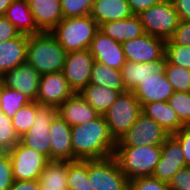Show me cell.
I'll return each mask as SVG.
<instances>
[{"mask_svg":"<svg viewBox=\"0 0 190 190\" xmlns=\"http://www.w3.org/2000/svg\"><path fill=\"white\" fill-rule=\"evenodd\" d=\"M73 161L102 159L114 155L113 139L104 115L82 125L71 127Z\"/></svg>","mask_w":190,"mask_h":190,"instance_id":"cell-1","label":"cell"},{"mask_svg":"<svg viewBox=\"0 0 190 190\" xmlns=\"http://www.w3.org/2000/svg\"><path fill=\"white\" fill-rule=\"evenodd\" d=\"M67 52L51 32L30 35L27 46V62L40 74L60 72Z\"/></svg>","mask_w":190,"mask_h":190,"instance_id":"cell-2","label":"cell"},{"mask_svg":"<svg viewBox=\"0 0 190 190\" xmlns=\"http://www.w3.org/2000/svg\"><path fill=\"white\" fill-rule=\"evenodd\" d=\"M114 156L128 181L152 176L161 156V145L116 146Z\"/></svg>","mask_w":190,"mask_h":190,"instance_id":"cell-3","label":"cell"},{"mask_svg":"<svg viewBox=\"0 0 190 190\" xmlns=\"http://www.w3.org/2000/svg\"><path fill=\"white\" fill-rule=\"evenodd\" d=\"M98 31V23L90 15H86L63 18L51 33L68 53L89 49Z\"/></svg>","mask_w":190,"mask_h":190,"instance_id":"cell-4","label":"cell"},{"mask_svg":"<svg viewBox=\"0 0 190 190\" xmlns=\"http://www.w3.org/2000/svg\"><path fill=\"white\" fill-rule=\"evenodd\" d=\"M142 113V106L131 91L119 95L104 117L113 139L117 142Z\"/></svg>","mask_w":190,"mask_h":190,"instance_id":"cell-5","label":"cell"},{"mask_svg":"<svg viewBox=\"0 0 190 190\" xmlns=\"http://www.w3.org/2000/svg\"><path fill=\"white\" fill-rule=\"evenodd\" d=\"M144 31L166 40L174 34L180 19L171 0L151 6L138 14Z\"/></svg>","mask_w":190,"mask_h":190,"instance_id":"cell-6","label":"cell"},{"mask_svg":"<svg viewBox=\"0 0 190 190\" xmlns=\"http://www.w3.org/2000/svg\"><path fill=\"white\" fill-rule=\"evenodd\" d=\"M91 190H129V181L114 155L88 160Z\"/></svg>","mask_w":190,"mask_h":190,"instance_id":"cell-7","label":"cell"},{"mask_svg":"<svg viewBox=\"0 0 190 190\" xmlns=\"http://www.w3.org/2000/svg\"><path fill=\"white\" fill-rule=\"evenodd\" d=\"M57 115V108L43 106L37 102V111L33 125L26 134L20 137V142L36 152L45 155L50 160V125Z\"/></svg>","mask_w":190,"mask_h":190,"instance_id":"cell-8","label":"cell"},{"mask_svg":"<svg viewBox=\"0 0 190 190\" xmlns=\"http://www.w3.org/2000/svg\"><path fill=\"white\" fill-rule=\"evenodd\" d=\"M12 162L14 180H39V176L50 161L45 155L17 143L8 152Z\"/></svg>","mask_w":190,"mask_h":190,"instance_id":"cell-9","label":"cell"},{"mask_svg":"<svg viewBox=\"0 0 190 190\" xmlns=\"http://www.w3.org/2000/svg\"><path fill=\"white\" fill-rule=\"evenodd\" d=\"M169 136L157 122L141 113L116 146L162 145Z\"/></svg>","mask_w":190,"mask_h":190,"instance_id":"cell-10","label":"cell"},{"mask_svg":"<svg viewBox=\"0 0 190 190\" xmlns=\"http://www.w3.org/2000/svg\"><path fill=\"white\" fill-rule=\"evenodd\" d=\"M94 62L89 49L67 53L62 73L74 93H79L90 83Z\"/></svg>","mask_w":190,"mask_h":190,"instance_id":"cell-11","label":"cell"},{"mask_svg":"<svg viewBox=\"0 0 190 190\" xmlns=\"http://www.w3.org/2000/svg\"><path fill=\"white\" fill-rule=\"evenodd\" d=\"M165 40L150 34L121 43L126 61L153 62L165 55Z\"/></svg>","mask_w":190,"mask_h":190,"instance_id":"cell-12","label":"cell"},{"mask_svg":"<svg viewBox=\"0 0 190 190\" xmlns=\"http://www.w3.org/2000/svg\"><path fill=\"white\" fill-rule=\"evenodd\" d=\"M74 91L70 88L62 71L40 76L36 102L43 106L58 108Z\"/></svg>","mask_w":190,"mask_h":190,"instance_id":"cell-13","label":"cell"},{"mask_svg":"<svg viewBox=\"0 0 190 190\" xmlns=\"http://www.w3.org/2000/svg\"><path fill=\"white\" fill-rule=\"evenodd\" d=\"M183 167H186L183 150L179 142L170 135L161 145V156L152 176L169 183Z\"/></svg>","mask_w":190,"mask_h":190,"instance_id":"cell-14","label":"cell"},{"mask_svg":"<svg viewBox=\"0 0 190 190\" xmlns=\"http://www.w3.org/2000/svg\"><path fill=\"white\" fill-rule=\"evenodd\" d=\"M40 76L31 64L24 62L2 75L3 86L21 91L32 101H36Z\"/></svg>","mask_w":190,"mask_h":190,"instance_id":"cell-15","label":"cell"},{"mask_svg":"<svg viewBox=\"0 0 190 190\" xmlns=\"http://www.w3.org/2000/svg\"><path fill=\"white\" fill-rule=\"evenodd\" d=\"M89 51L95 61L113 69L121 70L126 59L120 42L98 31L91 41Z\"/></svg>","mask_w":190,"mask_h":190,"instance_id":"cell-16","label":"cell"},{"mask_svg":"<svg viewBox=\"0 0 190 190\" xmlns=\"http://www.w3.org/2000/svg\"><path fill=\"white\" fill-rule=\"evenodd\" d=\"M50 160L73 161L71 126L58 114L50 125Z\"/></svg>","mask_w":190,"mask_h":190,"instance_id":"cell-17","label":"cell"},{"mask_svg":"<svg viewBox=\"0 0 190 190\" xmlns=\"http://www.w3.org/2000/svg\"><path fill=\"white\" fill-rule=\"evenodd\" d=\"M132 93L143 106L154 101H168L174 90L164 73L147 77L134 88Z\"/></svg>","mask_w":190,"mask_h":190,"instance_id":"cell-18","label":"cell"},{"mask_svg":"<svg viewBox=\"0 0 190 190\" xmlns=\"http://www.w3.org/2000/svg\"><path fill=\"white\" fill-rule=\"evenodd\" d=\"M166 62L165 55L159 60L147 63L126 61L120 70L125 89L132 92L147 77L164 74Z\"/></svg>","mask_w":190,"mask_h":190,"instance_id":"cell-19","label":"cell"},{"mask_svg":"<svg viewBox=\"0 0 190 190\" xmlns=\"http://www.w3.org/2000/svg\"><path fill=\"white\" fill-rule=\"evenodd\" d=\"M57 114L71 127L95 120L100 114L79 93L67 98L58 108Z\"/></svg>","mask_w":190,"mask_h":190,"instance_id":"cell-20","label":"cell"},{"mask_svg":"<svg viewBox=\"0 0 190 190\" xmlns=\"http://www.w3.org/2000/svg\"><path fill=\"white\" fill-rule=\"evenodd\" d=\"M37 28L51 32L63 19L61 0H27Z\"/></svg>","mask_w":190,"mask_h":190,"instance_id":"cell-21","label":"cell"},{"mask_svg":"<svg viewBox=\"0 0 190 190\" xmlns=\"http://www.w3.org/2000/svg\"><path fill=\"white\" fill-rule=\"evenodd\" d=\"M29 35L19 36L0 43V75L27 62Z\"/></svg>","mask_w":190,"mask_h":190,"instance_id":"cell-22","label":"cell"},{"mask_svg":"<svg viewBox=\"0 0 190 190\" xmlns=\"http://www.w3.org/2000/svg\"><path fill=\"white\" fill-rule=\"evenodd\" d=\"M99 31L120 43L145 34L138 15L123 20L102 23L99 25Z\"/></svg>","mask_w":190,"mask_h":190,"instance_id":"cell-23","label":"cell"},{"mask_svg":"<svg viewBox=\"0 0 190 190\" xmlns=\"http://www.w3.org/2000/svg\"><path fill=\"white\" fill-rule=\"evenodd\" d=\"M89 15L100 25L123 20L134 14L127 0H95Z\"/></svg>","mask_w":190,"mask_h":190,"instance_id":"cell-24","label":"cell"},{"mask_svg":"<svg viewBox=\"0 0 190 190\" xmlns=\"http://www.w3.org/2000/svg\"><path fill=\"white\" fill-rule=\"evenodd\" d=\"M142 113L157 122L170 135L185 126L167 101L146 103L142 106Z\"/></svg>","mask_w":190,"mask_h":190,"instance_id":"cell-25","label":"cell"},{"mask_svg":"<svg viewBox=\"0 0 190 190\" xmlns=\"http://www.w3.org/2000/svg\"><path fill=\"white\" fill-rule=\"evenodd\" d=\"M5 17L15 26L20 34L30 36L41 32L37 28L27 0H14L7 8Z\"/></svg>","mask_w":190,"mask_h":190,"instance_id":"cell-26","label":"cell"},{"mask_svg":"<svg viewBox=\"0 0 190 190\" xmlns=\"http://www.w3.org/2000/svg\"><path fill=\"white\" fill-rule=\"evenodd\" d=\"M40 190H68L67 161L50 160L39 176Z\"/></svg>","mask_w":190,"mask_h":190,"instance_id":"cell-27","label":"cell"},{"mask_svg":"<svg viewBox=\"0 0 190 190\" xmlns=\"http://www.w3.org/2000/svg\"><path fill=\"white\" fill-rule=\"evenodd\" d=\"M79 94L94 110L104 115L121 93L89 83Z\"/></svg>","mask_w":190,"mask_h":190,"instance_id":"cell-28","label":"cell"},{"mask_svg":"<svg viewBox=\"0 0 190 190\" xmlns=\"http://www.w3.org/2000/svg\"><path fill=\"white\" fill-rule=\"evenodd\" d=\"M90 84L102 86L111 90L125 93L120 70L113 69L103 63L95 61L90 76Z\"/></svg>","mask_w":190,"mask_h":190,"instance_id":"cell-29","label":"cell"},{"mask_svg":"<svg viewBox=\"0 0 190 190\" xmlns=\"http://www.w3.org/2000/svg\"><path fill=\"white\" fill-rule=\"evenodd\" d=\"M68 190H91L88 160L67 161Z\"/></svg>","mask_w":190,"mask_h":190,"instance_id":"cell-30","label":"cell"},{"mask_svg":"<svg viewBox=\"0 0 190 190\" xmlns=\"http://www.w3.org/2000/svg\"><path fill=\"white\" fill-rule=\"evenodd\" d=\"M30 102L32 100L21 91L5 86H2L0 90V110L9 118H12L21 107Z\"/></svg>","mask_w":190,"mask_h":190,"instance_id":"cell-31","label":"cell"},{"mask_svg":"<svg viewBox=\"0 0 190 190\" xmlns=\"http://www.w3.org/2000/svg\"><path fill=\"white\" fill-rule=\"evenodd\" d=\"M36 111H37V102L32 101L29 104L21 107L16 112V114L11 118L15 132L19 137L26 134L33 125Z\"/></svg>","mask_w":190,"mask_h":190,"instance_id":"cell-32","label":"cell"},{"mask_svg":"<svg viewBox=\"0 0 190 190\" xmlns=\"http://www.w3.org/2000/svg\"><path fill=\"white\" fill-rule=\"evenodd\" d=\"M165 74L174 91L190 92V70L166 62Z\"/></svg>","mask_w":190,"mask_h":190,"instance_id":"cell-33","label":"cell"},{"mask_svg":"<svg viewBox=\"0 0 190 190\" xmlns=\"http://www.w3.org/2000/svg\"><path fill=\"white\" fill-rule=\"evenodd\" d=\"M165 58L169 64L190 70V46H181L173 43L170 39L166 40Z\"/></svg>","mask_w":190,"mask_h":190,"instance_id":"cell-34","label":"cell"},{"mask_svg":"<svg viewBox=\"0 0 190 190\" xmlns=\"http://www.w3.org/2000/svg\"><path fill=\"white\" fill-rule=\"evenodd\" d=\"M185 126H190V92L174 91L167 101Z\"/></svg>","mask_w":190,"mask_h":190,"instance_id":"cell-35","label":"cell"},{"mask_svg":"<svg viewBox=\"0 0 190 190\" xmlns=\"http://www.w3.org/2000/svg\"><path fill=\"white\" fill-rule=\"evenodd\" d=\"M19 142L20 137L15 132L12 119L0 110V147L8 152Z\"/></svg>","mask_w":190,"mask_h":190,"instance_id":"cell-36","label":"cell"},{"mask_svg":"<svg viewBox=\"0 0 190 190\" xmlns=\"http://www.w3.org/2000/svg\"><path fill=\"white\" fill-rule=\"evenodd\" d=\"M94 1L95 0H61L63 18L89 15Z\"/></svg>","mask_w":190,"mask_h":190,"instance_id":"cell-37","label":"cell"},{"mask_svg":"<svg viewBox=\"0 0 190 190\" xmlns=\"http://www.w3.org/2000/svg\"><path fill=\"white\" fill-rule=\"evenodd\" d=\"M129 190H171L169 183L153 176L138 177L129 181Z\"/></svg>","mask_w":190,"mask_h":190,"instance_id":"cell-38","label":"cell"},{"mask_svg":"<svg viewBox=\"0 0 190 190\" xmlns=\"http://www.w3.org/2000/svg\"><path fill=\"white\" fill-rule=\"evenodd\" d=\"M13 182L12 162L6 153L0 158V190H9Z\"/></svg>","mask_w":190,"mask_h":190,"instance_id":"cell-39","label":"cell"},{"mask_svg":"<svg viewBox=\"0 0 190 190\" xmlns=\"http://www.w3.org/2000/svg\"><path fill=\"white\" fill-rule=\"evenodd\" d=\"M172 136L179 142L183 150L186 167H190V126H184Z\"/></svg>","mask_w":190,"mask_h":190,"instance_id":"cell-40","label":"cell"},{"mask_svg":"<svg viewBox=\"0 0 190 190\" xmlns=\"http://www.w3.org/2000/svg\"><path fill=\"white\" fill-rule=\"evenodd\" d=\"M171 190H190V167H183L169 182Z\"/></svg>","mask_w":190,"mask_h":190,"instance_id":"cell-41","label":"cell"},{"mask_svg":"<svg viewBox=\"0 0 190 190\" xmlns=\"http://www.w3.org/2000/svg\"><path fill=\"white\" fill-rule=\"evenodd\" d=\"M170 40L181 46H190V21H180Z\"/></svg>","mask_w":190,"mask_h":190,"instance_id":"cell-42","label":"cell"},{"mask_svg":"<svg viewBox=\"0 0 190 190\" xmlns=\"http://www.w3.org/2000/svg\"><path fill=\"white\" fill-rule=\"evenodd\" d=\"M20 35L15 26L5 17H0V43Z\"/></svg>","mask_w":190,"mask_h":190,"instance_id":"cell-43","label":"cell"},{"mask_svg":"<svg viewBox=\"0 0 190 190\" xmlns=\"http://www.w3.org/2000/svg\"><path fill=\"white\" fill-rule=\"evenodd\" d=\"M130 9L134 15L140 14L142 11L147 10L155 4L161 3L164 0H127Z\"/></svg>","mask_w":190,"mask_h":190,"instance_id":"cell-44","label":"cell"},{"mask_svg":"<svg viewBox=\"0 0 190 190\" xmlns=\"http://www.w3.org/2000/svg\"><path fill=\"white\" fill-rule=\"evenodd\" d=\"M180 21H190V0H171Z\"/></svg>","mask_w":190,"mask_h":190,"instance_id":"cell-45","label":"cell"},{"mask_svg":"<svg viewBox=\"0 0 190 190\" xmlns=\"http://www.w3.org/2000/svg\"><path fill=\"white\" fill-rule=\"evenodd\" d=\"M9 190H40L39 180H14Z\"/></svg>","mask_w":190,"mask_h":190,"instance_id":"cell-46","label":"cell"},{"mask_svg":"<svg viewBox=\"0 0 190 190\" xmlns=\"http://www.w3.org/2000/svg\"><path fill=\"white\" fill-rule=\"evenodd\" d=\"M14 0H0V17L5 16L7 8Z\"/></svg>","mask_w":190,"mask_h":190,"instance_id":"cell-47","label":"cell"},{"mask_svg":"<svg viewBox=\"0 0 190 190\" xmlns=\"http://www.w3.org/2000/svg\"><path fill=\"white\" fill-rule=\"evenodd\" d=\"M7 152L0 147V158H2Z\"/></svg>","mask_w":190,"mask_h":190,"instance_id":"cell-48","label":"cell"},{"mask_svg":"<svg viewBox=\"0 0 190 190\" xmlns=\"http://www.w3.org/2000/svg\"><path fill=\"white\" fill-rule=\"evenodd\" d=\"M2 86H3V78H2V76L0 75V90H1Z\"/></svg>","mask_w":190,"mask_h":190,"instance_id":"cell-49","label":"cell"}]
</instances>
